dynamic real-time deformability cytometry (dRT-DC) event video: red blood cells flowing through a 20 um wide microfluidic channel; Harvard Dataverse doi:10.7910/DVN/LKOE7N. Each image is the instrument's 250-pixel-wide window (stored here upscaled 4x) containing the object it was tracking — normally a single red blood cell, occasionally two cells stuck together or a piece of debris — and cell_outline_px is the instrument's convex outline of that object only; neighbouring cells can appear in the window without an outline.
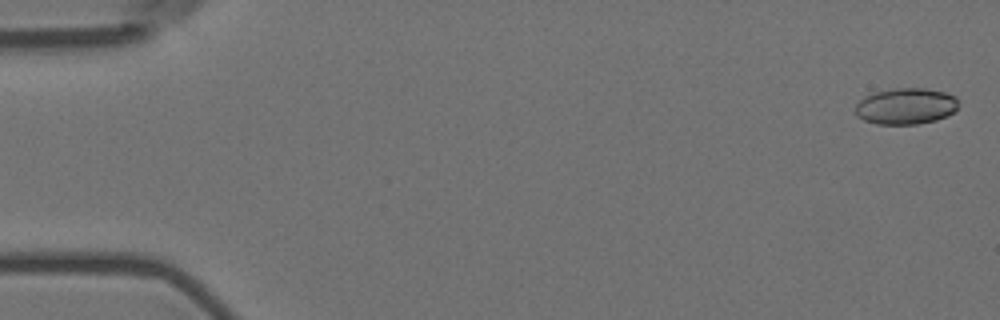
{"species": "Egyptian fruit bat (a non-hibernating species)", "species_latin": "Rousettus aegyptiacus", "temperature_condition": "room temperature", "stored_images_in_passage": 56, "camera_frame_rate_fps": 3000, "um_per_image_px": 0.085, "animal": {"sex": "female"}, "frame": {"image": 1, "passage_image": 1, "time_ms": 0.0, "image_size_px": [1000, 320], "cell_outline_px": [[956, 108], [948, 116], [936, 120], [920, 124], [876, 124], [864, 120], [856, 116], [856, 104], [860, 100], [876, 92], [896, 88], [924, 88], [944, 92], [956, 96]], "centroid_in_image_um": [76.99, 9.04], "position_along_channel_um": 8.0, "area_um2": 21.62}}
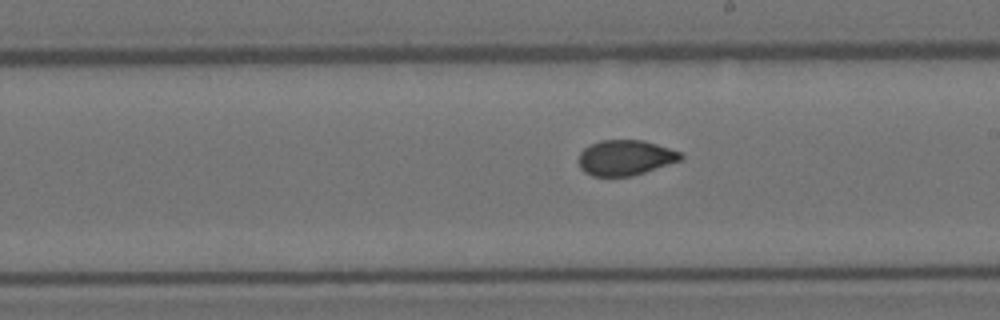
{"frame": {"image": 2, "passage_image": 32, "time_ms": 10.333, "image_size_px": [1000, 320], "cell_outline_px": [[684, 156], [680, 160], [632, 176], [592, 176], [584, 172], [580, 168], [576, 160], [580, 152], [584, 148], [600, 140], [644, 140], [680, 152]], "centroid_in_image_um": [53.09, 13.4], "position_along_channel_um": 235.9, "area_um2": 20.98}}
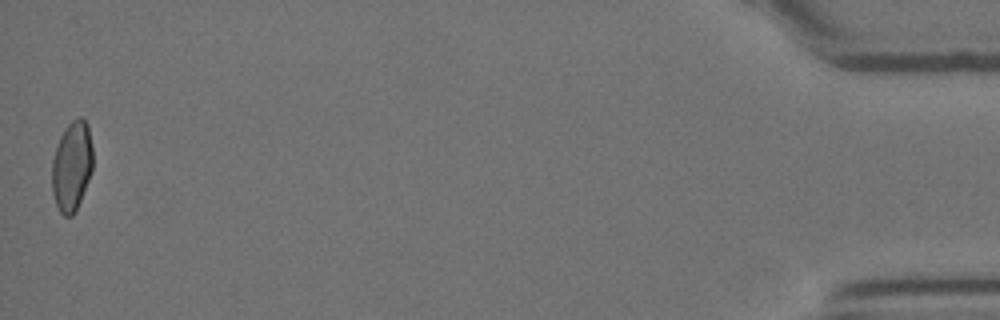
{"frame": {"image": 3, "passage_image": 56, "time_ms": 18.333, "image_size_px": [1000, 320], "cell_outline_px": [[92, 172], [76, 212], [72, 216], [64, 216], [60, 212], [56, 204], [52, 192], [52, 160], [60, 136], [68, 124], [72, 120], [80, 116], [88, 124], [92, 148]], "centroid_in_image_um": [6.11, 14.14], "position_along_channel_um": 429.1, "area_um2": 21.5}, "authors_computed_cell_mechanics": {"area_um2": 21.5594, "velocity_mm_per_s": 3.5877, "shape_relaxation_time_tau1_ms": 8.1251, "shape_relaxation_time_tau2_ms": 1.0069, "deformation_change_tau1": 0.1724, "deformation_change_tau2": 0.046}}